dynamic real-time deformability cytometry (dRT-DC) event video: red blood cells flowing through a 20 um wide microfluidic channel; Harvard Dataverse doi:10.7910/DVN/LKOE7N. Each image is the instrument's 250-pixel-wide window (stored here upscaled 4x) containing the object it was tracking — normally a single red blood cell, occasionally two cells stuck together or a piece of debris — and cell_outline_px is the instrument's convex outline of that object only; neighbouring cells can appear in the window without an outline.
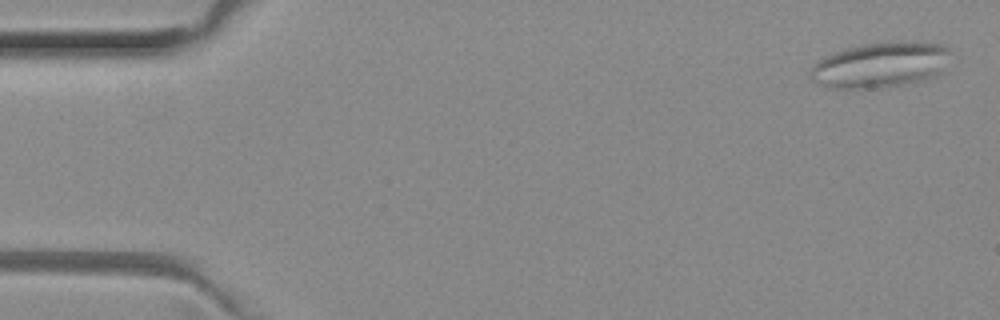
{"species": "common noctule bat (a hibernating species)", "species_latin": "Nyctalus noctula", "temperature_condition": "room temperature", "stored_images_in_passage": 50, "camera_frame_rate_fps": 3000, "um_per_image_px": 0.085, "animal": {"sex": "female", "body_mass_g": 29.2, "forearm_length_mm": 56.3}, "frame": {"image": 1, "passage_image": 2, "time_ms": 0.333, "image_size_px": [1000, 320], "cell_outline_px": [[952, 52], [940, 72], [916, 80], [900, 84], [872, 88], [828, 88], [812, 80], [808, 76], [808, 72], [824, 56], [860, 44], [888, 40], [900, 40], [940, 44], [948, 48]], "centroid_in_image_um": [74.79, 5.48], "position_along_channel_um": 10.2, "area_um2": 36.76}}
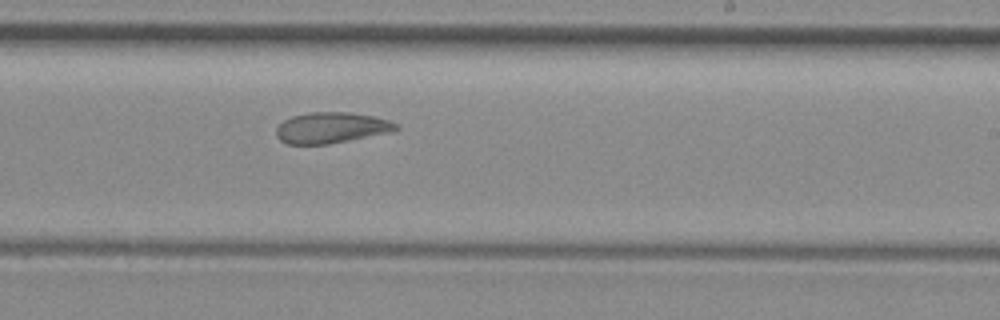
{"frame": {"image": 2, "passage_image": 31, "time_ms": 10.0, "image_size_px": [1000, 320], "cell_outline_px": [[400, 128], [388, 132], [328, 144], [288, 144], [280, 140], [276, 136], [276, 128], [284, 120], [292, 116], [308, 112], [348, 112], [372, 116], [388, 120], [396, 124]], "centroid_in_image_um": [28.1, 10.85], "position_along_channel_um": 260.9, "area_um2": 21.27}}
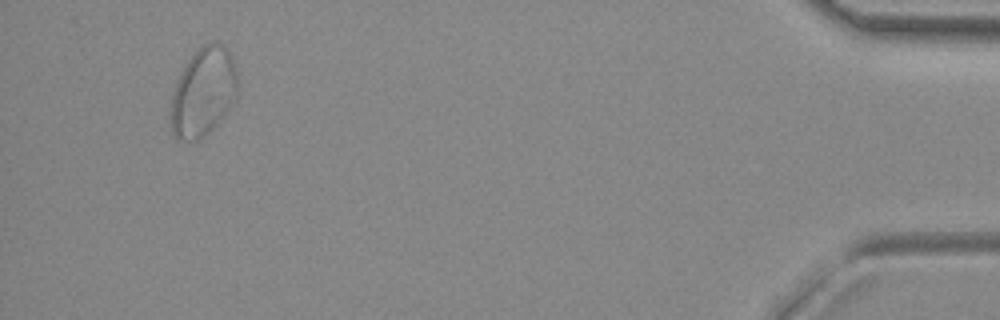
{"frame": {"image": 3, "passage_image": 49, "time_ms": 16.0, "image_size_px": [1000, 320], "cell_outline_px": [[236, 100], [216, 124], [208, 132], [196, 140], [176, 140], [172, 132], [168, 112], [172, 96], [180, 72], [188, 60], [204, 44], [212, 40], [220, 40], [224, 44], [232, 56], [236, 68]], "centroid_in_image_um": [17.26, 7.8], "position_along_channel_um": 417.9, "area_um2": 34.74}}